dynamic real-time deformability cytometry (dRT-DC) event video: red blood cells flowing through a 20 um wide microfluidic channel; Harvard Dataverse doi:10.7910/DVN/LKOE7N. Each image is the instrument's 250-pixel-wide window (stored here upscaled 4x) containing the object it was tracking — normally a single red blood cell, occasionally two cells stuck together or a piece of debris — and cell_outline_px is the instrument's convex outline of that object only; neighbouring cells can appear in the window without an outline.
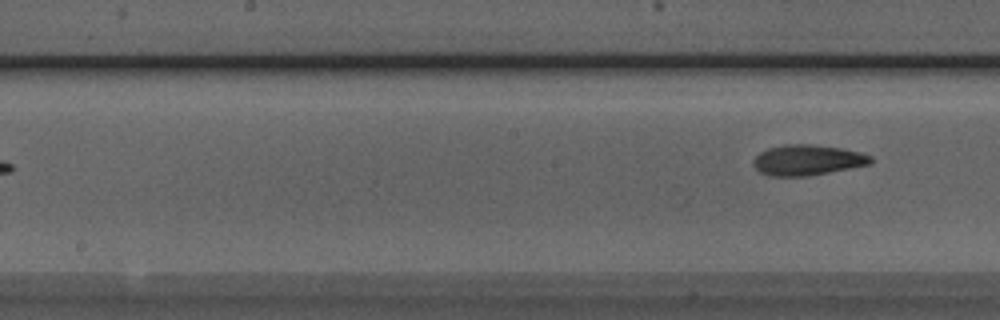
{"species": "Egyptian fruit bat (a non-hibernating species)", "species_latin": "Rousettus aegyptiacus", "temperature_condition": "room temperature", "stored_images_in_passage": 8, "camera_frame_rate_fps": 3000, "um_per_image_px": 0.085, "animal": {"sex": "male"}, "frame": {"image": 1, "passage_image": 8, "time_ms": 2.333, "image_size_px": [1000, 320], "cell_outline_px": [[872, 164], [808, 176], [768, 176], [760, 172], [752, 164], [752, 160], [760, 152], [768, 148], [784, 144], [812, 144], [840, 148], [860, 152], [872, 156]], "centroid_in_image_um": [68.62, 13.6], "position_along_channel_um": 179.6, "area_um2": 20.98}}